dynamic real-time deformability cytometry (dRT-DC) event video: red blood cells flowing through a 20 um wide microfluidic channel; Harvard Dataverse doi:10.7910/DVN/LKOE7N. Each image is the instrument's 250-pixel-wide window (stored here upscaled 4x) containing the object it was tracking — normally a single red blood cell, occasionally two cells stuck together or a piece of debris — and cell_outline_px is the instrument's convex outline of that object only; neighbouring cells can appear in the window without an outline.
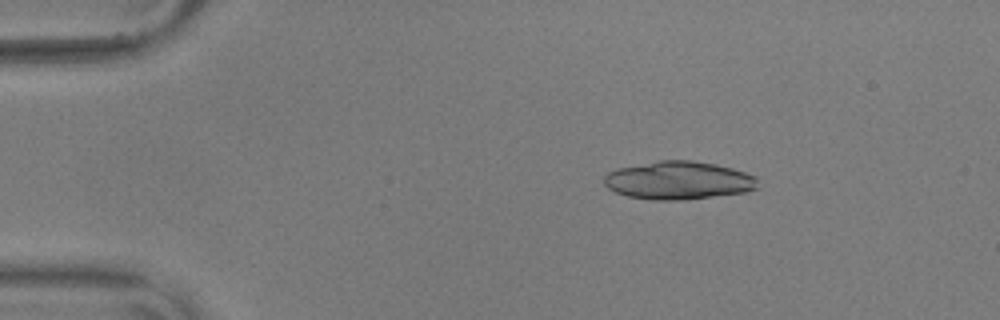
{"species": "common noctule bat (a hibernating species)", "species_latin": "Nyctalus noctula", "temperature_condition": "warm", "stored_images_in_passage": 55, "camera_frame_rate_fps": 3000, "um_per_image_px": 0.085, "animal": {"sex": "male", "body_mass_g": 17.9, "forearm_length_mm": 54.2}, "frame": {"image": 1, "passage_image": 9, "time_ms": 2.667, "image_size_px": [1000, 320], "cell_outline_px": [[756, 188], [744, 192], [684, 200], [652, 200], [628, 196], [616, 192], [608, 188], [604, 184], [604, 176], [608, 172], [620, 168], [660, 160], [692, 160], [716, 164], [732, 168], [756, 176]], "centroid_in_image_um": [57.66, 15.33], "position_along_channel_um": 27.3, "area_um2": 33.93}}